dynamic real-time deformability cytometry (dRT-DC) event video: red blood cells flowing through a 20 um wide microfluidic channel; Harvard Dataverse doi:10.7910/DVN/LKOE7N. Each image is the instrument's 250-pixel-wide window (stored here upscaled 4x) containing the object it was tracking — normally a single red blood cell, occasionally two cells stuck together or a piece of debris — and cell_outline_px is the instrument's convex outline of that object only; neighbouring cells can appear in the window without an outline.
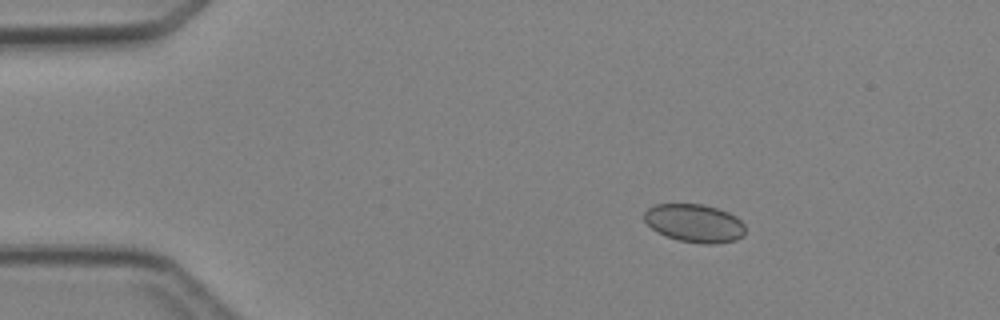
{"species": "Egyptian fruit bat (a non-hibernating species)", "species_latin": "Rousettus aegyptiacus", "temperature_condition": "cold", "stored_images_in_passage": 4, "camera_frame_rate_fps": 3000, "um_per_image_px": 0.085, "animal": {"sex": "female"}, "frame": {"image": 1, "passage_image": 2, "time_ms": 1.333, "image_size_px": [1000, 320], "cell_outline_px": [[744, 232], [736, 240], [712, 244], [704, 244], [680, 240], [656, 232], [644, 220], [644, 212], [648, 208], [656, 204], [704, 204], [728, 212], [736, 216], [744, 224]], "centroid_in_image_um": [59.02, 18.96], "position_along_channel_um": 26.0, "area_um2": 22.31}}
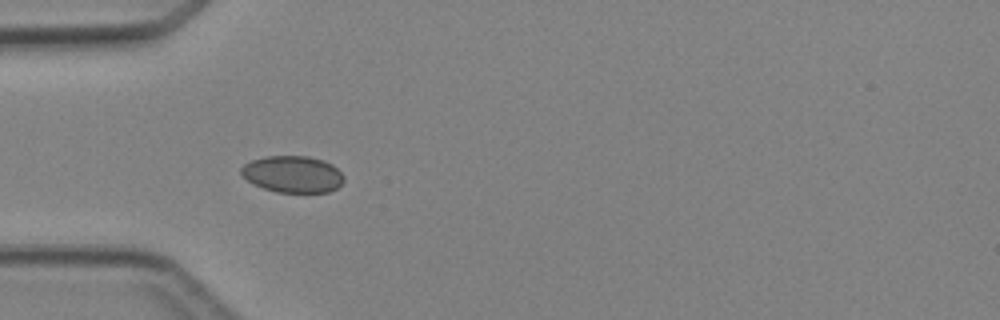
{"frame": {"image": 2, "passage_image": 4, "time_ms": 3.667, "image_size_px": [1000, 320], "cell_outline_px": [[344, 180], [336, 188], [328, 192], [276, 192], [252, 184], [240, 172], [240, 168], [244, 164], [252, 160], [264, 156], [308, 156], [324, 160], [332, 164], [344, 176]], "centroid_in_image_um": [24.87, 14.8], "position_along_channel_um": 60.1, "area_um2": 21.96}}